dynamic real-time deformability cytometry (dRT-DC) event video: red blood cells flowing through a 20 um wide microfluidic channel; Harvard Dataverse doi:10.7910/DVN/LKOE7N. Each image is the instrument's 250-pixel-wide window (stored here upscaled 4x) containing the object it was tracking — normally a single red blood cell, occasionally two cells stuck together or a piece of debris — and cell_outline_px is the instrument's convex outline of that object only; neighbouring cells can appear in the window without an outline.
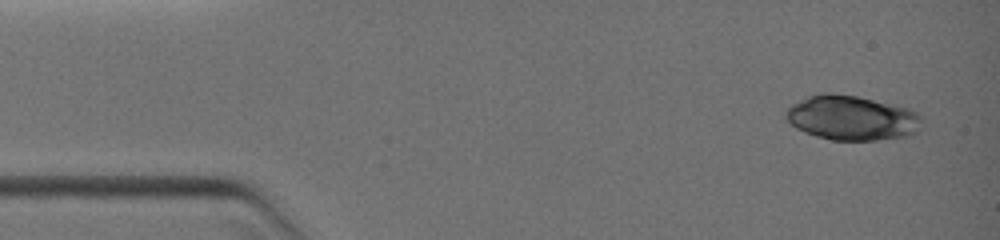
{"species": "common noctule bat (a hibernating species)", "species_latin": "Nyctalus noctula", "temperature_condition": "warm", "stored_images_in_passage": 12, "camera_frame_rate_fps": 3000, "um_per_image_px": 0.085, "animal": {"sex": "female", "body_mass_g": 19.0, "forearm_length_mm": 51.5}, "frame": {"image": 1, "passage_image": 1, "time_ms": 0.0, "image_size_px": [1000, 240], "cell_outline_px": [[920, 128], [912, 136], [876, 140], [832, 140], [816, 136], [804, 132], [796, 128], [784, 116], [784, 112], [792, 104], [808, 96], [820, 92], [828, 92], [856, 96], [892, 104], [908, 108], [916, 112], [920, 116]], "centroid_in_image_um": [72.39, 10.02], "position_along_channel_um": 12.6, "area_um2": 35.49}}